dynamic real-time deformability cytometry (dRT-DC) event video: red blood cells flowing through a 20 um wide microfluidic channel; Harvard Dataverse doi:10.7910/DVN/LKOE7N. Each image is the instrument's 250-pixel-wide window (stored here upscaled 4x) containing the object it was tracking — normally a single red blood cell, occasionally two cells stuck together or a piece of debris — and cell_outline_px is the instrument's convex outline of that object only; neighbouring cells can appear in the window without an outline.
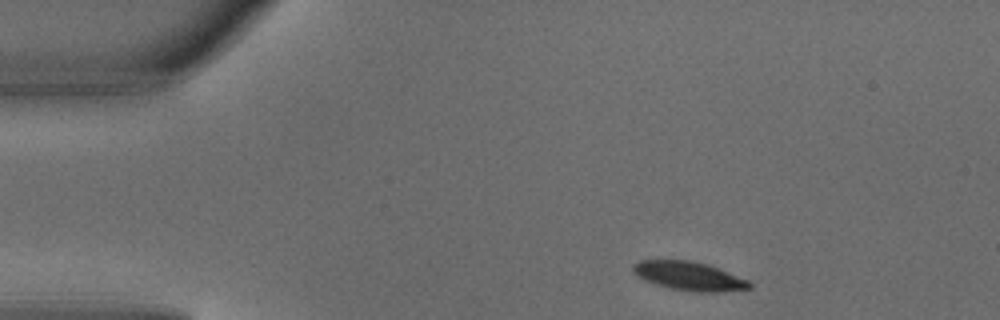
{"species": "common noctule bat (a hibernating species)", "species_latin": "Nyctalus noctula", "temperature_condition": "warm", "stored_images_in_passage": 5, "camera_frame_rate_fps": 3000, "um_per_image_px": 0.085, "animal": {"sex": "male", "body_mass_g": 18.8}, "frame": {"image": 1, "passage_image": 1, "time_ms": 0.0, "image_size_px": [1000, 320], "cell_outline_px": [[752, 288], [716, 292], [692, 292], [672, 288], [656, 284], [644, 280], [632, 268], [632, 264], [640, 260], [688, 260], [708, 264], [748, 280], [752, 284]], "centroid_in_image_um": [58.59, 23.46], "position_along_channel_um": 26.4, "area_um2": 19.31}}
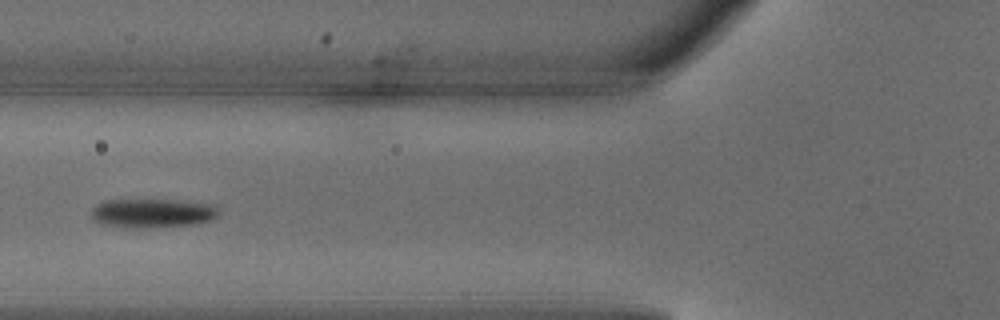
{"frame": {"image": 2, "passage_image": 4, "time_ms": 1.0, "image_size_px": [1000, 320], "cell_outline_px": [[220, 212], [216, 216], [208, 220], [196, 224], [148, 228], [124, 228], [100, 224], [92, 220], [92, 208], [96, 204], [104, 200], [176, 200], [212, 204]], "centroid_in_image_um": [12.89, 18.13], "position_along_channel_um": 112.9, "area_um2": 21.73}}
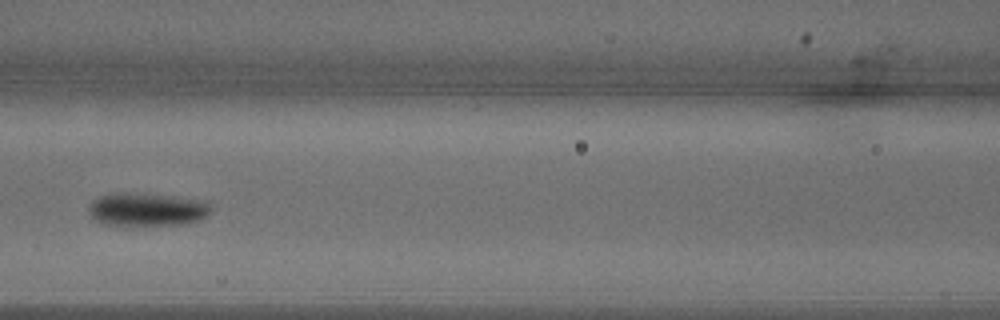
{"frame": {"image": 3, "passage_image": 5, "time_ms": 1.333, "image_size_px": [1000, 320], "cell_outline_px": [[212, 212], [208, 216], [200, 220], [184, 224], [124, 228], [100, 224], [92, 220], [88, 212], [88, 208], [92, 200], [100, 196], [172, 196], [212, 200]], "centroid_in_image_um": [12.57, 17.91], "position_along_channel_um": 154.0, "area_um2": 24.16}}